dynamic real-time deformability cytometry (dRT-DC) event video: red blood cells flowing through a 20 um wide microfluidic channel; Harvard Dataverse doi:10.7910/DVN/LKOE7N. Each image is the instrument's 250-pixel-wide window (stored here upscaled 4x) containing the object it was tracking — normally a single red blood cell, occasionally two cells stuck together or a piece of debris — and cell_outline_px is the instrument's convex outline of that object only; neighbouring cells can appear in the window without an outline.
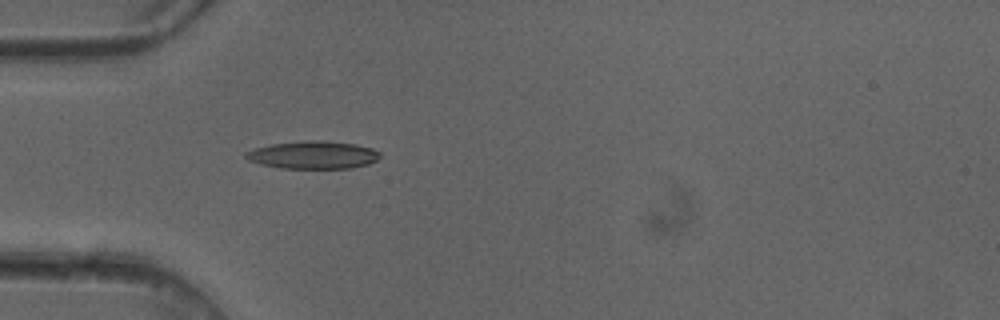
{"species": "common noctule bat (a hibernating species)", "species_latin": "Nyctalus noctula", "temperature_condition": "cold", "stored_images_in_passage": 1, "camera_frame_rate_fps": 3000, "um_per_image_px": 0.085, "animal": {"sex": "female"}, "frame": {"image": 1, "passage_image": 1, "time_ms": 0.0, "image_size_px": [1000, 320], "cell_outline_px": [[380, 156], [376, 160], [368, 164], [352, 168], [280, 168], [260, 164], [248, 160], [244, 156], [244, 152], [252, 148], [272, 144], [308, 140], [324, 140], [356, 144], [372, 148], [380, 152]], "centroid_in_image_um": [26.59, 13.16], "position_along_channel_um": 58.4, "area_um2": 21.85}}